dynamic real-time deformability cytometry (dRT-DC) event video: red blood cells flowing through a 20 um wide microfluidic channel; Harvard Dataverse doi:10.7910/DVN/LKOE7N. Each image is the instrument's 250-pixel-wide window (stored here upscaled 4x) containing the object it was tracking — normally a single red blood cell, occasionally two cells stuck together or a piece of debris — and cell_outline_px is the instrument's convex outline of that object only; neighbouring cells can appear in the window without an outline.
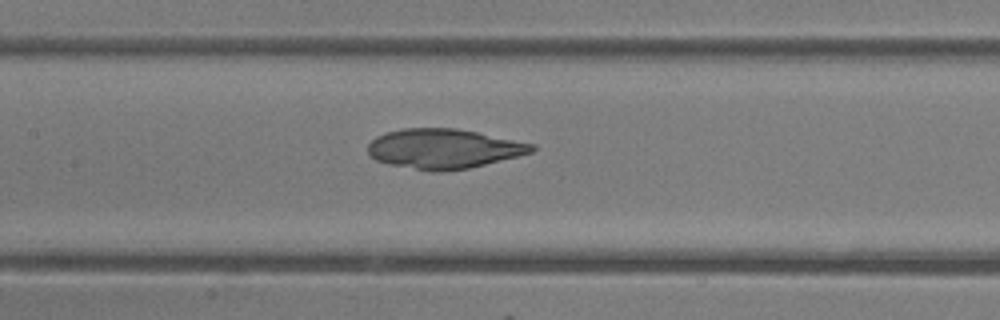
{"species": "common noctule bat (a hibernating species)", "species_latin": "Nyctalus noctula", "temperature_condition": "room temperature", "stored_images_in_passage": 48, "camera_frame_rate_fps": 3000, "um_per_image_px": 0.085, "animal": {"sex": "female"}, "frame": {"image": 1, "passage_image": 23, "time_ms": 7.333, "image_size_px": [1000, 320], "cell_outline_px": [[536, 148], [532, 152], [468, 168], [444, 172], [432, 172], [392, 164], [376, 160], [368, 152], [368, 144], [376, 136], [384, 132], [404, 128], [456, 128], [536, 144]], "centroid_in_image_um": [37.7, 12.63], "position_along_channel_um": 169.7, "area_um2": 37.69}}
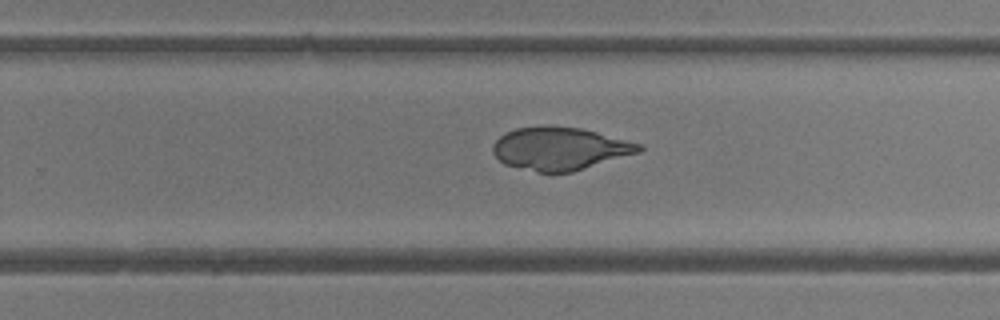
{"frame": {"image": 2, "passage_image": 31, "time_ms": 10.0, "image_size_px": [1000, 320], "cell_outline_px": [[644, 148], [640, 152], [572, 172], [536, 172], [504, 164], [492, 152], [492, 144], [500, 136], [516, 128], [580, 128], [596, 132], [640, 144]], "centroid_in_image_um": [47.58, 12.67], "position_along_channel_um": 282.2, "area_um2": 35.55}}
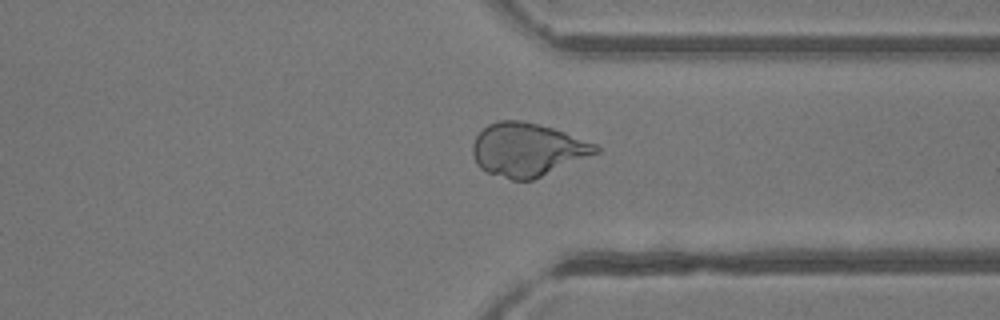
{"frame": {"image": 3, "passage_image": 37, "time_ms": 12.0, "image_size_px": [1000, 320], "cell_outline_px": [[600, 152], [532, 180], [512, 180], [488, 172], [480, 168], [476, 164], [472, 152], [472, 144], [476, 136], [488, 124], [500, 120], [520, 120], [552, 128], [564, 132], [596, 144], [600, 148]], "centroid_in_image_um": [44.81, 12.72], "position_along_channel_um": 366.6, "area_um2": 37.97}}